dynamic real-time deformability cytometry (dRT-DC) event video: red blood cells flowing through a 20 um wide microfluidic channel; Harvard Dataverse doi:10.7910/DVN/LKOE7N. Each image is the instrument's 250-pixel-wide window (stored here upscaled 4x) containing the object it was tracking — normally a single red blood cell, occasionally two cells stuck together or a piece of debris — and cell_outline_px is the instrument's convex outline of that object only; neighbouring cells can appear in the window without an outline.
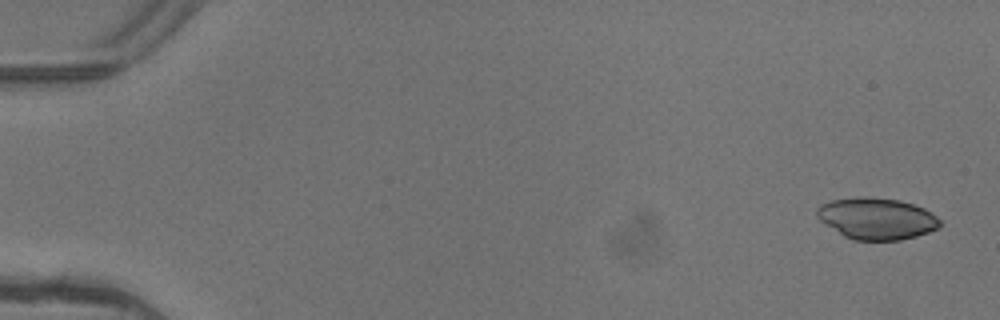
{"species": "common noctule bat (a hibernating species)", "species_latin": "Nyctalus noctula", "temperature_condition": "warm", "stored_images_in_passage": 6, "camera_frame_rate_fps": 3000, "um_per_image_px": 0.085, "animal": {"sex": "female"}, "frame": {"image": 1, "passage_image": 1, "time_ms": 0.0, "image_size_px": [1000, 320], "cell_outline_px": [[940, 228], [916, 236], [900, 240], [852, 240], [844, 236], [820, 220], [816, 216], [816, 208], [820, 204], [832, 200], [860, 196], [868, 196], [900, 200], [924, 208], [936, 216], [940, 220]], "centroid_in_image_um": [74.51, 18.57], "position_along_channel_um": 10.5, "area_um2": 29.88}}